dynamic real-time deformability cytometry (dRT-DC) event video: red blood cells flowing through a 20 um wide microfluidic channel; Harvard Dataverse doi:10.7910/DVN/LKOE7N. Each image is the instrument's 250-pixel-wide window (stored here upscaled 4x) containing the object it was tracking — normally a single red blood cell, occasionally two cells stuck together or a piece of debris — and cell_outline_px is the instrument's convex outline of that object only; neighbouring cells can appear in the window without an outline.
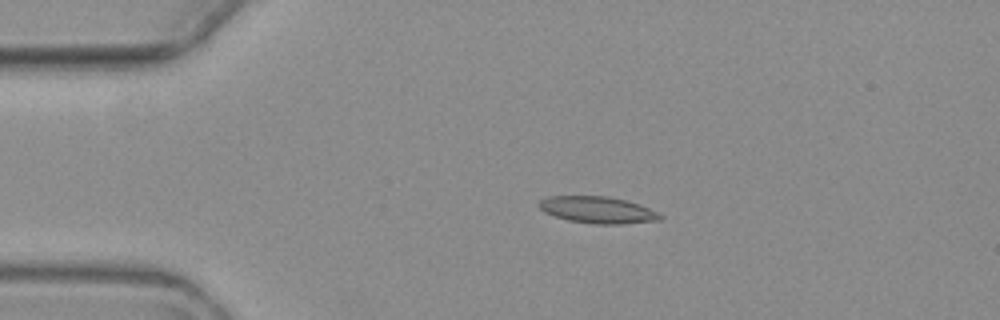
{"species": "common noctule bat (a hibernating species)", "species_latin": "Nyctalus noctula", "temperature_condition": "warm", "stored_images_in_passage": 4, "camera_frame_rate_fps": 3000, "um_per_image_px": 0.085, "animal": {"sex": "female", "body_mass_g": 19.3, "forearm_length_mm": 54.1}, "frame": {"image": 1, "passage_image": 1, "time_ms": 0.0, "image_size_px": [1000, 320], "cell_outline_px": [[664, 216], [660, 220], [616, 224], [596, 224], [568, 220], [544, 212], [540, 208], [540, 200], [548, 196], [608, 196], [628, 200], [648, 208]], "centroid_in_image_um": [50.8, 17.83], "position_along_channel_um": 34.2, "area_um2": 18.67}}
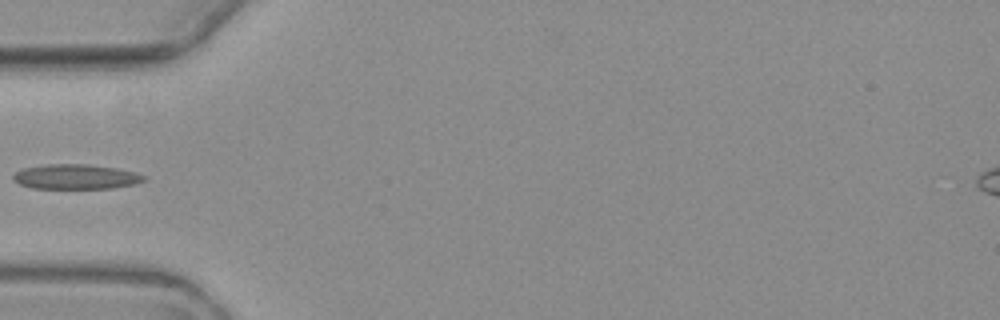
{"frame": {"image": 2, "passage_image": 3, "time_ms": 2.333, "image_size_px": [1000, 320], "cell_outline_px": [[144, 180], [136, 184], [112, 188], [32, 188], [20, 184], [12, 180], [12, 176], [16, 172], [24, 168], [48, 164], [88, 164], [116, 168], [132, 172], [144, 176]], "centroid_in_image_um": [6.4, 15.02], "position_along_channel_um": 78.6, "area_um2": 18.73}}
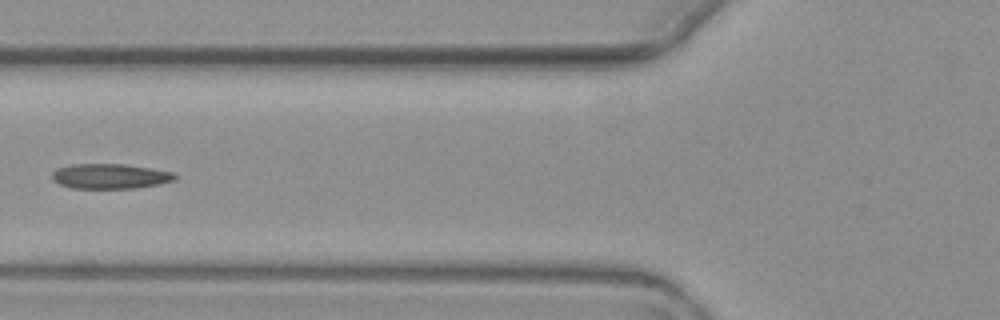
{"frame": {"image": 3, "passage_image": 4, "time_ms": 3.333, "image_size_px": [1000, 320], "cell_outline_px": [[176, 180], [160, 184], [136, 188], [72, 188], [60, 184], [52, 180], [52, 172], [56, 168], [72, 164], [124, 164], [172, 172], [176, 176]], "centroid_in_image_um": [9.33, 14.98], "position_along_channel_um": 116.5, "area_um2": 17.86}}